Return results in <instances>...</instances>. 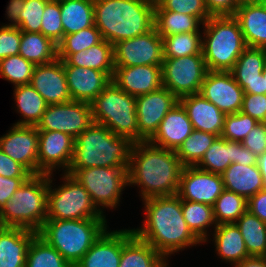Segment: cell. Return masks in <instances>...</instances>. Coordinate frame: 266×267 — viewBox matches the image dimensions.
Here are the masks:
<instances>
[{
    "mask_svg": "<svg viewBox=\"0 0 266 267\" xmlns=\"http://www.w3.org/2000/svg\"><path fill=\"white\" fill-rule=\"evenodd\" d=\"M257 165L262 174L263 182L266 188V152H264L262 155L258 157Z\"/></svg>",
    "mask_w": 266,
    "mask_h": 267,
    "instance_id": "6125c7cd",
    "label": "cell"
},
{
    "mask_svg": "<svg viewBox=\"0 0 266 267\" xmlns=\"http://www.w3.org/2000/svg\"><path fill=\"white\" fill-rule=\"evenodd\" d=\"M163 58H179L202 53L201 33H181L163 37Z\"/></svg>",
    "mask_w": 266,
    "mask_h": 267,
    "instance_id": "60d3db41",
    "label": "cell"
},
{
    "mask_svg": "<svg viewBox=\"0 0 266 267\" xmlns=\"http://www.w3.org/2000/svg\"><path fill=\"white\" fill-rule=\"evenodd\" d=\"M192 131V123L187 112L178 102L163 118L149 142L155 146L176 151Z\"/></svg>",
    "mask_w": 266,
    "mask_h": 267,
    "instance_id": "603a6c76",
    "label": "cell"
},
{
    "mask_svg": "<svg viewBox=\"0 0 266 267\" xmlns=\"http://www.w3.org/2000/svg\"><path fill=\"white\" fill-rule=\"evenodd\" d=\"M102 40L101 33L95 25L76 33L64 35L62 41L57 45L58 59L64 61L70 54L87 50Z\"/></svg>",
    "mask_w": 266,
    "mask_h": 267,
    "instance_id": "7bdbcfd3",
    "label": "cell"
},
{
    "mask_svg": "<svg viewBox=\"0 0 266 267\" xmlns=\"http://www.w3.org/2000/svg\"><path fill=\"white\" fill-rule=\"evenodd\" d=\"M127 168H69L67 174L73 176L86 189L96 208L103 213L105 207H118L122 191L128 186Z\"/></svg>",
    "mask_w": 266,
    "mask_h": 267,
    "instance_id": "30bf717a",
    "label": "cell"
},
{
    "mask_svg": "<svg viewBox=\"0 0 266 267\" xmlns=\"http://www.w3.org/2000/svg\"><path fill=\"white\" fill-rule=\"evenodd\" d=\"M239 23L247 47L266 49V11L259 4H240L233 16Z\"/></svg>",
    "mask_w": 266,
    "mask_h": 267,
    "instance_id": "4316f807",
    "label": "cell"
},
{
    "mask_svg": "<svg viewBox=\"0 0 266 267\" xmlns=\"http://www.w3.org/2000/svg\"><path fill=\"white\" fill-rule=\"evenodd\" d=\"M49 0H25V6L20 14L21 31L38 33L41 32L44 8Z\"/></svg>",
    "mask_w": 266,
    "mask_h": 267,
    "instance_id": "c3c4849f",
    "label": "cell"
},
{
    "mask_svg": "<svg viewBox=\"0 0 266 267\" xmlns=\"http://www.w3.org/2000/svg\"><path fill=\"white\" fill-rule=\"evenodd\" d=\"M258 156L253 154L247 147L238 142L237 163L241 165H257Z\"/></svg>",
    "mask_w": 266,
    "mask_h": 267,
    "instance_id": "680465c9",
    "label": "cell"
},
{
    "mask_svg": "<svg viewBox=\"0 0 266 267\" xmlns=\"http://www.w3.org/2000/svg\"><path fill=\"white\" fill-rule=\"evenodd\" d=\"M221 175L225 190L243 196L247 200L265 189L258 165L231 163Z\"/></svg>",
    "mask_w": 266,
    "mask_h": 267,
    "instance_id": "83f0119b",
    "label": "cell"
},
{
    "mask_svg": "<svg viewBox=\"0 0 266 267\" xmlns=\"http://www.w3.org/2000/svg\"><path fill=\"white\" fill-rule=\"evenodd\" d=\"M62 62L73 101L91 103L112 82V78L105 72Z\"/></svg>",
    "mask_w": 266,
    "mask_h": 267,
    "instance_id": "ffe728a7",
    "label": "cell"
},
{
    "mask_svg": "<svg viewBox=\"0 0 266 267\" xmlns=\"http://www.w3.org/2000/svg\"><path fill=\"white\" fill-rule=\"evenodd\" d=\"M263 76H264V90H265V94H266V65L264 66L263 69Z\"/></svg>",
    "mask_w": 266,
    "mask_h": 267,
    "instance_id": "e7e4bbea",
    "label": "cell"
},
{
    "mask_svg": "<svg viewBox=\"0 0 266 267\" xmlns=\"http://www.w3.org/2000/svg\"><path fill=\"white\" fill-rule=\"evenodd\" d=\"M243 90L244 93L265 94L263 73L254 82L248 83V85Z\"/></svg>",
    "mask_w": 266,
    "mask_h": 267,
    "instance_id": "91938a15",
    "label": "cell"
},
{
    "mask_svg": "<svg viewBox=\"0 0 266 267\" xmlns=\"http://www.w3.org/2000/svg\"><path fill=\"white\" fill-rule=\"evenodd\" d=\"M214 229L212 241H214L217 256L222 258L223 262H229L234 267L250 257L240 229L235 223L219 224Z\"/></svg>",
    "mask_w": 266,
    "mask_h": 267,
    "instance_id": "f1b7e54d",
    "label": "cell"
},
{
    "mask_svg": "<svg viewBox=\"0 0 266 267\" xmlns=\"http://www.w3.org/2000/svg\"><path fill=\"white\" fill-rule=\"evenodd\" d=\"M154 11H171L194 16L203 24L211 17L204 0H159Z\"/></svg>",
    "mask_w": 266,
    "mask_h": 267,
    "instance_id": "bcb514c9",
    "label": "cell"
},
{
    "mask_svg": "<svg viewBox=\"0 0 266 267\" xmlns=\"http://www.w3.org/2000/svg\"><path fill=\"white\" fill-rule=\"evenodd\" d=\"M93 122L91 104L72 100L48 105L36 127L37 130L67 133L75 139Z\"/></svg>",
    "mask_w": 266,
    "mask_h": 267,
    "instance_id": "7c38bea8",
    "label": "cell"
},
{
    "mask_svg": "<svg viewBox=\"0 0 266 267\" xmlns=\"http://www.w3.org/2000/svg\"><path fill=\"white\" fill-rule=\"evenodd\" d=\"M35 64L21 55H13L0 60V76L14 87L30 84Z\"/></svg>",
    "mask_w": 266,
    "mask_h": 267,
    "instance_id": "ee69618b",
    "label": "cell"
},
{
    "mask_svg": "<svg viewBox=\"0 0 266 267\" xmlns=\"http://www.w3.org/2000/svg\"><path fill=\"white\" fill-rule=\"evenodd\" d=\"M183 168L174 150L149 141L133 143L127 168L128 185L140 187L142 200L175 195Z\"/></svg>",
    "mask_w": 266,
    "mask_h": 267,
    "instance_id": "7a4b0ae2",
    "label": "cell"
},
{
    "mask_svg": "<svg viewBox=\"0 0 266 267\" xmlns=\"http://www.w3.org/2000/svg\"><path fill=\"white\" fill-rule=\"evenodd\" d=\"M150 2H153L154 4H156L159 0H148Z\"/></svg>",
    "mask_w": 266,
    "mask_h": 267,
    "instance_id": "003e7915",
    "label": "cell"
},
{
    "mask_svg": "<svg viewBox=\"0 0 266 267\" xmlns=\"http://www.w3.org/2000/svg\"><path fill=\"white\" fill-rule=\"evenodd\" d=\"M259 122L243 112L226 114L221 137L228 141L241 142Z\"/></svg>",
    "mask_w": 266,
    "mask_h": 267,
    "instance_id": "f6af8a7d",
    "label": "cell"
},
{
    "mask_svg": "<svg viewBox=\"0 0 266 267\" xmlns=\"http://www.w3.org/2000/svg\"><path fill=\"white\" fill-rule=\"evenodd\" d=\"M211 17L234 16L239 4L235 0H204Z\"/></svg>",
    "mask_w": 266,
    "mask_h": 267,
    "instance_id": "db71d44e",
    "label": "cell"
},
{
    "mask_svg": "<svg viewBox=\"0 0 266 267\" xmlns=\"http://www.w3.org/2000/svg\"><path fill=\"white\" fill-rule=\"evenodd\" d=\"M247 210L266 223V188L247 200Z\"/></svg>",
    "mask_w": 266,
    "mask_h": 267,
    "instance_id": "9f6ffc18",
    "label": "cell"
},
{
    "mask_svg": "<svg viewBox=\"0 0 266 267\" xmlns=\"http://www.w3.org/2000/svg\"><path fill=\"white\" fill-rule=\"evenodd\" d=\"M240 112L250 115L259 123H266V94L244 93Z\"/></svg>",
    "mask_w": 266,
    "mask_h": 267,
    "instance_id": "f907efd6",
    "label": "cell"
},
{
    "mask_svg": "<svg viewBox=\"0 0 266 267\" xmlns=\"http://www.w3.org/2000/svg\"><path fill=\"white\" fill-rule=\"evenodd\" d=\"M21 37L18 27L0 26V60L19 54Z\"/></svg>",
    "mask_w": 266,
    "mask_h": 267,
    "instance_id": "681fc988",
    "label": "cell"
},
{
    "mask_svg": "<svg viewBox=\"0 0 266 267\" xmlns=\"http://www.w3.org/2000/svg\"><path fill=\"white\" fill-rule=\"evenodd\" d=\"M24 6L25 0H10L6 8V14L11 23L2 26L18 27L20 24V14Z\"/></svg>",
    "mask_w": 266,
    "mask_h": 267,
    "instance_id": "6f0895ef",
    "label": "cell"
},
{
    "mask_svg": "<svg viewBox=\"0 0 266 267\" xmlns=\"http://www.w3.org/2000/svg\"><path fill=\"white\" fill-rule=\"evenodd\" d=\"M142 201L146 217L143 225L134 228L133 232L167 261L172 254L203 243L188 227L177 194L150 197Z\"/></svg>",
    "mask_w": 266,
    "mask_h": 267,
    "instance_id": "6da1fadb",
    "label": "cell"
},
{
    "mask_svg": "<svg viewBox=\"0 0 266 267\" xmlns=\"http://www.w3.org/2000/svg\"><path fill=\"white\" fill-rule=\"evenodd\" d=\"M239 5L244 3H255L258 2V0H235Z\"/></svg>",
    "mask_w": 266,
    "mask_h": 267,
    "instance_id": "be15d7a7",
    "label": "cell"
},
{
    "mask_svg": "<svg viewBox=\"0 0 266 267\" xmlns=\"http://www.w3.org/2000/svg\"><path fill=\"white\" fill-rule=\"evenodd\" d=\"M74 141L70 168L128 167L133 143L104 125L93 122Z\"/></svg>",
    "mask_w": 266,
    "mask_h": 267,
    "instance_id": "277c9868",
    "label": "cell"
},
{
    "mask_svg": "<svg viewBox=\"0 0 266 267\" xmlns=\"http://www.w3.org/2000/svg\"><path fill=\"white\" fill-rule=\"evenodd\" d=\"M238 142L228 141L223 137H217L213 144L206 150L197 168L222 174L231 163H237Z\"/></svg>",
    "mask_w": 266,
    "mask_h": 267,
    "instance_id": "836d02e7",
    "label": "cell"
},
{
    "mask_svg": "<svg viewBox=\"0 0 266 267\" xmlns=\"http://www.w3.org/2000/svg\"><path fill=\"white\" fill-rule=\"evenodd\" d=\"M90 104L94 123L106 126L132 143L139 142L135 96L112 81Z\"/></svg>",
    "mask_w": 266,
    "mask_h": 267,
    "instance_id": "ba28073f",
    "label": "cell"
},
{
    "mask_svg": "<svg viewBox=\"0 0 266 267\" xmlns=\"http://www.w3.org/2000/svg\"><path fill=\"white\" fill-rule=\"evenodd\" d=\"M195 130L221 136L226 114L200 93L179 99Z\"/></svg>",
    "mask_w": 266,
    "mask_h": 267,
    "instance_id": "7402d4cb",
    "label": "cell"
},
{
    "mask_svg": "<svg viewBox=\"0 0 266 267\" xmlns=\"http://www.w3.org/2000/svg\"><path fill=\"white\" fill-rule=\"evenodd\" d=\"M217 135L193 129L191 135L175 151L183 166H196Z\"/></svg>",
    "mask_w": 266,
    "mask_h": 267,
    "instance_id": "ab89813d",
    "label": "cell"
},
{
    "mask_svg": "<svg viewBox=\"0 0 266 267\" xmlns=\"http://www.w3.org/2000/svg\"><path fill=\"white\" fill-rule=\"evenodd\" d=\"M52 176L48 175L47 219L105 218V214L96 208L86 189L73 176L63 173V184L58 188L52 186Z\"/></svg>",
    "mask_w": 266,
    "mask_h": 267,
    "instance_id": "9c48e42d",
    "label": "cell"
},
{
    "mask_svg": "<svg viewBox=\"0 0 266 267\" xmlns=\"http://www.w3.org/2000/svg\"><path fill=\"white\" fill-rule=\"evenodd\" d=\"M19 55L35 65L47 64L58 58V46L41 32L22 31Z\"/></svg>",
    "mask_w": 266,
    "mask_h": 267,
    "instance_id": "d6a6232c",
    "label": "cell"
},
{
    "mask_svg": "<svg viewBox=\"0 0 266 267\" xmlns=\"http://www.w3.org/2000/svg\"><path fill=\"white\" fill-rule=\"evenodd\" d=\"M199 93L224 114H234L241 110L244 90L231 72L207 71Z\"/></svg>",
    "mask_w": 266,
    "mask_h": 267,
    "instance_id": "e0dca14e",
    "label": "cell"
},
{
    "mask_svg": "<svg viewBox=\"0 0 266 267\" xmlns=\"http://www.w3.org/2000/svg\"><path fill=\"white\" fill-rule=\"evenodd\" d=\"M221 174L201 170L196 166H184L177 195L181 200L214 206L224 191Z\"/></svg>",
    "mask_w": 266,
    "mask_h": 267,
    "instance_id": "2e32d148",
    "label": "cell"
},
{
    "mask_svg": "<svg viewBox=\"0 0 266 267\" xmlns=\"http://www.w3.org/2000/svg\"><path fill=\"white\" fill-rule=\"evenodd\" d=\"M112 81L127 94H148L163 86L162 68L156 65L115 67Z\"/></svg>",
    "mask_w": 266,
    "mask_h": 267,
    "instance_id": "44dd1931",
    "label": "cell"
},
{
    "mask_svg": "<svg viewBox=\"0 0 266 267\" xmlns=\"http://www.w3.org/2000/svg\"><path fill=\"white\" fill-rule=\"evenodd\" d=\"M154 8L148 0H94V25L114 45L152 30Z\"/></svg>",
    "mask_w": 266,
    "mask_h": 267,
    "instance_id": "3957f363",
    "label": "cell"
},
{
    "mask_svg": "<svg viewBox=\"0 0 266 267\" xmlns=\"http://www.w3.org/2000/svg\"><path fill=\"white\" fill-rule=\"evenodd\" d=\"M203 23L194 16L171 11H154V28L163 38L181 33H200Z\"/></svg>",
    "mask_w": 266,
    "mask_h": 267,
    "instance_id": "8d00e7d4",
    "label": "cell"
},
{
    "mask_svg": "<svg viewBox=\"0 0 266 267\" xmlns=\"http://www.w3.org/2000/svg\"><path fill=\"white\" fill-rule=\"evenodd\" d=\"M69 134L38 130V174H53L62 168L67 173L74 155V141Z\"/></svg>",
    "mask_w": 266,
    "mask_h": 267,
    "instance_id": "9a60e30c",
    "label": "cell"
},
{
    "mask_svg": "<svg viewBox=\"0 0 266 267\" xmlns=\"http://www.w3.org/2000/svg\"><path fill=\"white\" fill-rule=\"evenodd\" d=\"M250 257H266V223L248 210L235 222Z\"/></svg>",
    "mask_w": 266,
    "mask_h": 267,
    "instance_id": "d590c367",
    "label": "cell"
},
{
    "mask_svg": "<svg viewBox=\"0 0 266 267\" xmlns=\"http://www.w3.org/2000/svg\"><path fill=\"white\" fill-rule=\"evenodd\" d=\"M114 66H162L163 39L153 28L146 34L113 45Z\"/></svg>",
    "mask_w": 266,
    "mask_h": 267,
    "instance_id": "4fadbf2b",
    "label": "cell"
},
{
    "mask_svg": "<svg viewBox=\"0 0 266 267\" xmlns=\"http://www.w3.org/2000/svg\"><path fill=\"white\" fill-rule=\"evenodd\" d=\"M16 111L21 114L15 125L37 126L48 104L31 84L14 87Z\"/></svg>",
    "mask_w": 266,
    "mask_h": 267,
    "instance_id": "1f68e13d",
    "label": "cell"
},
{
    "mask_svg": "<svg viewBox=\"0 0 266 267\" xmlns=\"http://www.w3.org/2000/svg\"><path fill=\"white\" fill-rule=\"evenodd\" d=\"M9 130L0 137V149L13 160L23 165L32 175H37V127L13 124Z\"/></svg>",
    "mask_w": 266,
    "mask_h": 267,
    "instance_id": "ac0fdd59",
    "label": "cell"
},
{
    "mask_svg": "<svg viewBox=\"0 0 266 267\" xmlns=\"http://www.w3.org/2000/svg\"><path fill=\"white\" fill-rule=\"evenodd\" d=\"M201 27L207 70L230 72L247 47L238 21L233 16L210 17Z\"/></svg>",
    "mask_w": 266,
    "mask_h": 267,
    "instance_id": "8992f818",
    "label": "cell"
},
{
    "mask_svg": "<svg viewBox=\"0 0 266 267\" xmlns=\"http://www.w3.org/2000/svg\"><path fill=\"white\" fill-rule=\"evenodd\" d=\"M168 261L133 229H123V248L119 267H169Z\"/></svg>",
    "mask_w": 266,
    "mask_h": 267,
    "instance_id": "484cf974",
    "label": "cell"
},
{
    "mask_svg": "<svg viewBox=\"0 0 266 267\" xmlns=\"http://www.w3.org/2000/svg\"><path fill=\"white\" fill-rule=\"evenodd\" d=\"M123 229L106 230L74 267H119Z\"/></svg>",
    "mask_w": 266,
    "mask_h": 267,
    "instance_id": "cb8c5ba5",
    "label": "cell"
},
{
    "mask_svg": "<svg viewBox=\"0 0 266 267\" xmlns=\"http://www.w3.org/2000/svg\"><path fill=\"white\" fill-rule=\"evenodd\" d=\"M179 99L164 86L148 94L136 96L139 142L149 141L166 114Z\"/></svg>",
    "mask_w": 266,
    "mask_h": 267,
    "instance_id": "5bb4252c",
    "label": "cell"
},
{
    "mask_svg": "<svg viewBox=\"0 0 266 267\" xmlns=\"http://www.w3.org/2000/svg\"><path fill=\"white\" fill-rule=\"evenodd\" d=\"M36 231L0 227V267H25L27 249Z\"/></svg>",
    "mask_w": 266,
    "mask_h": 267,
    "instance_id": "d4e9b609",
    "label": "cell"
},
{
    "mask_svg": "<svg viewBox=\"0 0 266 267\" xmlns=\"http://www.w3.org/2000/svg\"><path fill=\"white\" fill-rule=\"evenodd\" d=\"M234 267H266V257H249Z\"/></svg>",
    "mask_w": 266,
    "mask_h": 267,
    "instance_id": "94428289",
    "label": "cell"
},
{
    "mask_svg": "<svg viewBox=\"0 0 266 267\" xmlns=\"http://www.w3.org/2000/svg\"><path fill=\"white\" fill-rule=\"evenodd\" d=\"M241 143L258 157L266 152V123L256 124Z\"/></svg>",
    "mask_w": 266,
    "mask_h": 267,
    "instance_id": "816d5d0a",
    "label": "cell"
},
{
    "mask_svg": "<svg viewBox=\"0 0 266 267\" xmlns=\"http://www.w3.org/2000/svg\"><path fill=\"white\" fill-rule=\"evenodd\" d=\"M63 37L94 25V0H60Z\"/></svg>",
    "mask_w": 266,
    "mask_h": 267,
    "instance_id": "4dcf8cb0",
    "label": "cell"
},
{
    "mask_svg": "<svg viewBox=\"0 0 266 267\" xmlns=\"http://www.w3.org/2000/svg\"><path fill=\"white\" fill-rule=\"evenodd\" d=\"M70 66L92 68L107 73L111 78L114 74L113 45L106 40L75 54H70L65 60Z\"/></svg>",
    "mask_w": 266,
    "mask_h": 267,
    "instance_id": "f546056e",
    "label": "cell"
},
{
    "mask_svg": "<svg viewBox=\"0 0 266 267\" xmlns=\"http://www.w3.org/2000/svg\"><path fill=\"white\" fill-rule=\"evenodd\" d=\"M266 65V49L246 47L230 71L237 84L244 89L254 82Z\"/></svg>",
    "mask_w": 266,
    "mask_h": 267,
    "instance_id": "e575fe53",
    "label": "cell"
},
{
    "mask_svg": "<svg viewBox=\"0 0 266 267\" xmlns=\"http://www.w3.org/2000/svg\"><path fill=\"white\" fill-rule=\"evenodd\" d=\"M30 84L48 105L72 101L63 62L58 58L47 64L36 65Z\"/></svg>",
    "mask_w": 266,
    "mask_h": 267,
    "instance_id": "d6986e66",
    "label": "cell"
},
{
    "mask_svg": "<svg viewBox=\"0 0 266 267\" xmlns=\"http://www.w3.org/2000/svg\"><path fill=\"white\" fill-rule=\"evenodd\" d=\"M0 175L3 177H30L32 174L0 149Z\"/></svg>",
    "mask_w": 266,
    "mask_h": 267,
    "instance_id": "f5cc1de1",
    "label": "cell"
},
{
    "mask_svg": "<svg viewBox=\"0 0 266 267\" xmlns=\"http://www.w3.org/2000/svg\"><path fill=\"white\" fill-rule=\"evenodd\" d=\"M259 4L264 8L266 11V0H258Z\"/></svg>",
    "mask_w": 266,
    "mask_h": 267,
    "instance_id": "03108f58",
    "label": "cell"
},
{
    "mask_svg": "<svg viewBox=\"0 0 266 267\" xmlns=\"http://www.w3.org/2000/svg\"><path fill=\"white\" fill-rule=\"evenodd\" d=\"M25 267H73L62 255L36 234L29 244Z\"/></svg>",
    "mask_w": 266,
    "mask_h": 267,
    "instance_id": "f35d334b",
    "label": "cell"
},
{
    "mask_svg": "<svg viewBox=\"0 0 266 267\" xmlns=\"http://www.w3.org/2000/svg\"><path fill=\"white\" fill-rule=\"evenodd\" d=\"M162 83L178 99L197 94L207 73L203 54L163 58Z\"/></svg>",
    "mask_w": 266,
    "mask_h": 267,
    "instance_id": "8fae6325",
    "label": "cell"
},
{
    "mask_svg": "<svg viewBox=\"0 0 266 267\" xmlns=\"http://www.w3.org/2000/svg\"><path fill=\"white\" fill-rule=\"evenodd\" d=\"M41 33L59 44L63 39L60 0H49L44 8Z\"/></svg>",
    "mask_w": 266,
    "mask_h": 267,
    "instance_id": "7dc6e473",
    "label": "cell"
},
{
    "mask_svg": "<svg viewBox=\"0 0 266 267\" xmlns=\"http://www.w3.org/2000/svg\"><path fill=\"white\" fill-rule=\"evenodd\" d=\"M29 177H3L0 175V211L10 200L16 190L26 181Z\"/></svg>",
    "mask_w": 266,
    "mask_h": 267,
    "instance_id": "11a10c76",
    "label": "cell"
},
{
    "mask_svg": "<svg viewBox=\"0 0 266 267\" xmlns=\"http://www.w3.org/2000/svg\"><path fill=\"white\" fill-rule=\"evenodd\" d=\"M183 217L191 231L203 242H208V227L217 226L213 207L194 201L181 200Z\"/></svg>",
    "mask_w": 266,
    "mask_h": 267,
    "instance_id": "74e56055",
    "label": "cell"
},
{
    "mask_svg": "<svg viewBox=\"0 0 266 267\" xmlns=\"http://www.w3.org/2000/svg\"><path fill=\"white\" fill-rule=\"evenodd\" d=\"M48 174L31 175L0 211L1 227L38 232L47 219Z\"/></svg>",
    "mask_w": 266,
    "mask_h": 267,
    "instance_id": "52a82bcc",
    "label": "cell"
},
{
    "mask_svg": "<svg viewBox=\"0 0 266 267\" xmlns=\"http://www.w3.org/2000/svg\"><path fill=\"white\" fill-rule=\"evenodd\" d=\"M107 227L106 218L46 219L37 234L74 267Z\"/></svg>",
    "mask_w": 266,
    "mask_h": 267,
    "instance_id": "5b68a950",
    "label": "cell"
},
{
    "mask_svg": "<svg viewBox=\"0 0 266 267\" xmlns=\"http://www.w3.org/2000/svg\"><path fill=\"white\" fill-rule=\"evenodd\" d=\"M247 211V199L224 190L213 206L216 224L235 223Z\"/></svg>",
    "mask_w": 266,
    "mask_h": 267,
    "instance_id": "b9f144b4",
    "label": "cell"
}]
</instances>
